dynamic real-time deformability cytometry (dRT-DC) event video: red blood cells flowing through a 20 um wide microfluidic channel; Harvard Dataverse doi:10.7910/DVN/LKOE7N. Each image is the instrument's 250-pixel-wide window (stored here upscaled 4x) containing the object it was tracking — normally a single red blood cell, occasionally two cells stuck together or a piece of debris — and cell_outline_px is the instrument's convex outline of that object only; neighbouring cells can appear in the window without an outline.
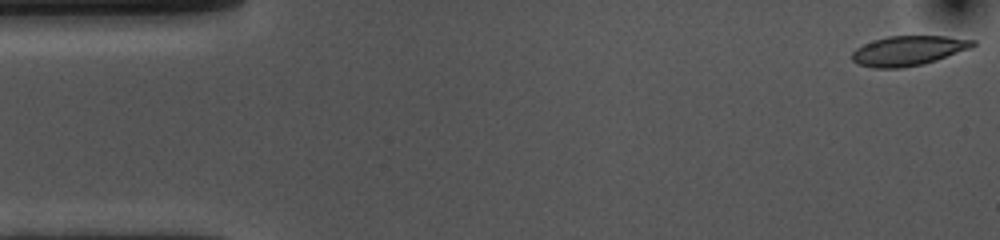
{"species": "common noctule bat (a hibernating species)", "species_latin": "Nyctalus noctula", "temperature_condition": "cold", "stored_images_in_passage": 54, "camera_frame_rate_fps": 3000, "um_per_image_px": 0.085, "animal": {"sex": "female", "body_mass_g": 10.0, "forearm_length_mm": 53.1}, "frame": {"image": 1, "passage_image": 1, "time_ms": 0.0, "image_size_px": [1000, 240], "cell_outline_px": [[976, 44], [972, 48], [924, 64], [900, 68], [872, 68], [856, 64], [852, 60], [852, 52], [856, 48], [864, 44], [888, 36], [944, 36], [976, 40]], "centroid_in_image_um": [77.21, 4.32], "position_along_channel_um": 7.8, "area_um2": 20.98}}
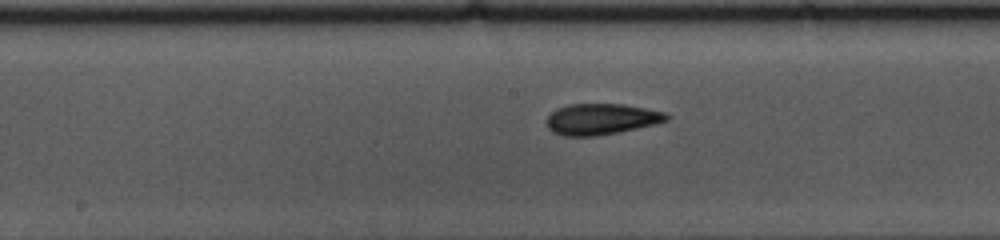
{"frame": {"image": 2, "passage_image": 26, "time_ms": 8.333, "image_size_px": [1000, 240], "cell_outline_px": [[668, 120], [656, 124], [596, 136], [564, 136], [552, 132], [544, 124], [544, 120], [556, 108], [568, 104], [624, 104], [664, 112], [668, 116]], "centroid_in_image_um": [51.03, 10.12], "position_along_channel_um": 197.2, "area_um2": 21.73}}
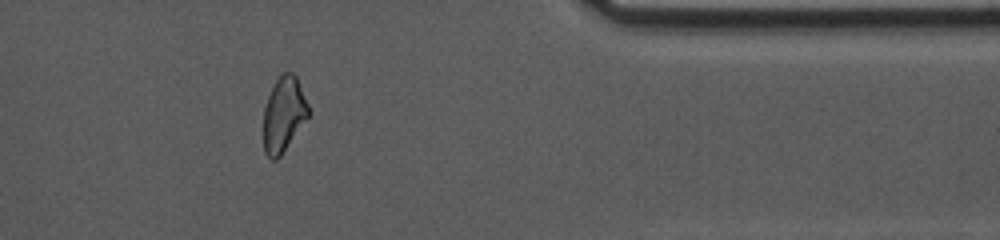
{"frame": {"image": 3, "passage_image": 44, "time_ms": 14.333, "image_size_px": [1000, 240], "cell_outline_px": [[312, 112], [280, 156], [276, 160], [272, 160], [264, 152], [264, 108], [268, 96], [276, 80], [284, 72], [292, 72], [296, 76]], "centroid_in_image_um": [24.13, 9.72], "position_along_channel_um": 387.3, "area_um2": 19.59}, "authors_computed_cell_mechanics": {"area_um2": 21.5305, "velocity_mm_per_s": 3.5828, "shape_relaxation_time_tau1_ms": 6.6422, "shape_relaxation_time_tau2_ms": 4.6691, "deformation_change_tau1": 0.1578, "deformation_change_tau2": 0.1093}}